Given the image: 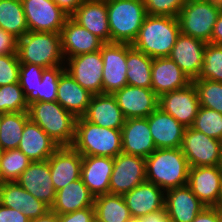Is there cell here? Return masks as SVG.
Masks as SVG:
<instances>
[{
    "label": "cell",
    "mask_w": 222,
    "mask_h": 222,
    "mask_svg": "<svg viewBox=\"0 0 222 222\" xmlns=\"http://www.w3.org/2000/svg\"><path fill=\"white\" fill-rule=\"evenodd\" d=\"M146 161V181L163 191L187 185L189 165L181 148L156 149Z\"/></svg>",
    "instance_id": "cell-1"
},
{
    "label": "cell",
    "mask_w": 222,
    "mask_h": 222,
    "mask_svg": "<svg viewBox=\"0 0 222 222\" xmlns=\"http://www.w3.org/2000/svg\"><path fill=\"white\" fill-rule=\"evenodd\" d=\"M179 34L176 17L147 15L132 46L151 58L168 57Z\"/></svg>",
    "instance_id": "cell-2"
},
{
    "label": "cell",
    "mask_w": 222,
    "mask_h": 222,
    "mask_svg": "<svg viewBox=\"0 0 222 222\" xmlns=\"http://www.w3.org/2000/svg\"><path fill=\"white\" fill-rule=\"evenodd\" d=\"M71 146L82 156L115 158L122 153L121 129L100 127L79 117L76 120L75 137Z\"/></svg>",
    "instance_id": "cell-3"
},
{
    "label": "cell",
    "mask_w": 222,
    "mask_h": 222,
    "mask_svg": "<svg viewBox=\"0 0 222 222\" xmlns=\"http://www.w3.org/2000/svg\"><path fill=\"white\" fill-rule=\"evenodd\" d=\"M29 119L38 124L56 144L71 146L77 118L57 101H38L28 107Z\"/></svg>",
    "instance_id": "cell-4"
},
{
    "label": "cell",
    "mask_w": 222,
    "mask_h": 222,
    "mask_svg": "<svg viewBox=\"0 0 222 222\" xmlns=\"http://www.w3.org/2000/svg\"><path fill=\"white\" fill-rule=\"evenodd\" d=\"M17 56L20 63L36 64L45 69L62 66L65 59L60 33L28 31L17 40Z\"/></svg>",
    "instance_id": "cell-5"
},
{
    "label": "cell",
    "mask_w": 222,
    "mask_h": 222,
    "mask_svg": "<svg viewBox=\"0 0 222 222\" xmlns=\"http://www.w3.org/2000/svg\"><path fill=\"white\" fill-rule=\"evenodd\" d=\"M111 43L131 44L147 16L144 0H105Z\"/></svg>",
    "instance_id": "cell-6"
},
{
    "label": "cell",
    "mask_w": 222,
    "mask_h": 222,
    "mask_svg": "<svg viewBox=\"0 0 222 222\" xmlns=\"http://www.w3.org/2000/svg\"><path fill=\"white\" fill-rule=\"evenodd\" d=\"M220 12L215 0H187L177 16L180 33L211 43Z\"/></svg>",
    "instance_id": "cell-7"
},
{
    "label": "cell",
    "mask_w": 222,
    "mask_h": 222,
    "mask_svg": "<svg viewBox=\"0 0 222 222\" xmlns=\"http://www.w3.org/2000/svg\"><path fill=\"white\" fill-rule=\"evenodd\" d=\"M181 150L189 167L220 166L222 160V141L204 133L185 128Z\"/></svg>",
    "instance_id": "cell-8"
},
{
    "label": "cell",
    "mask_w": 222,
    "mask_h": 222,
    "mask_svg": "<svg viewBox=\"0 0 222 222\" xmlns=\"http://www.w3.org/2000/svg\"><path fill=\"white\" fill-rule=\"evenodd\" d=\"M146 181L144 157L119 153L114 158L109 194L124 195Z\"/></svg>",
    "instance_id": "cell-9"
},
{
    "label": "cell",
    "mask_w": 222,
    "mask_h": 222,
    "mask_svg": "<svg viewBox=\"0 0 222 222\" xmlns=\"http://www.w3.org/2000/svg\"><path fill=\"white\" fill-rule=\"evenodd\" d=\"M26 23L32 32L60 33L68 16L49 0H21Z\"/></svg>",
    "instance_id": "cell-10"
},
{
    "label": "cell",
    "mask_w": 222,
    "mask_h": 222,
    "mask_svg": "<svg viewBox=\"0 0 222 222\" xmlns=\"http://www.w3.org/2000/svg\"><path fill=\"white\" fill-rule=\"evenodd\" d=\"M100 51L103 59V93L113 94L128 85L126 43H104Z\"/></svg>",
    "instance_id": "cell-11"
},
{
    "label": "cell",
    "mask_w": 222,
    "mask_h": 222,
    "mask_svg": "<svg viewBox=\"0 0 222 222\" xmlns=\"http://www.w3.org/2000/svg\"><path fill=\"white\" fill-rule=\"evenodd\" d=\"M158 107L173 116L184 127H191L200 108L197 89L192 82L187 87L159 97Z\"/></svg>",
    "instance_id": "cell-12"
},
{
    "label": "cell",
    "mask_w": 222,
    "mask_h": 222,
    "mask_svg": "<svg viewBox=\"0 0 222 222\" xmlns=\"http://www.w3.org/2000/svg\"><path fill=\"white\" fill-rule=\"evenodd\" d=\"M66 59L69 68L65 67V70L77 83L93 95L103 94V59L100 50Z\"/></svg>",
    "instance_id": "cell-13"
},
{
    "label": "cell",
    "mask_w": 222,
    "mask_h": 222,
    "mask_svg": "<svg viewBox=\"0 0 222 222\" xmlns=\"http://www.w3.org/2000/svg\"><path fill=\"white\" fill-rule=\"evenodd\" d=\"M187 186L206 207H216L222 186L221 166L190 167Z\"/></svg>",
    "instance_id": "cell-14"
},
{
    "label": "cell",
    "mask_w": 222,
    "mask_h": 222,
    "mask_svg": "<svg viewBox=\"0 0 222 222\" xmlns=\"http://www.w3.org/2000/svg\"><path fill=\"white\" fill-rule=\"evenodd\" d=\"M113 96L126 119L148 117L158 108L159 97L151 88L126 85Z\"/></svg>",
    "instance_id": "cell-15"
},
{
    "label": "cell",
    "mask_w": 222,
    "mask_h": 222,
    "mask_svg": "<svg viewBox=\"0 0 222 222\" xmlns=\"http://www.w3.org/2000/svg\"><path fill=\"white\" fill-rule=\"evenodd\" d=\"M206 44L203 40L180 33L168 57L193 81L201 72Z\"/></svg>",
    "instance_id": "cell-16"
},
{
    "label": "cell",
    "mask_w": 222,
    "mask_h": 222,
    "mask_svg": "<svg viewBox=\"0 0 222 222\" xmlns=\"http://www.w3.org/2000/svg\"><path fill=\"white\" fill-rule=\"evenodd\" d=\"M47 160L56 191L81 178L82 155L72 146L59 147Z\"/></svg>",
    "instance_id": "cell-17"
},
{
    "label": "cell",
    "mask_w": 222,
    "mask_h": 222,
    "mask_svg": "<svg viewBox=\"0 0 222 222\" xmlns=\"http://www.w3.org/2000/svg\"><path fill=\"white\" fill-rule=\"evenodd\" d=\"M16 182L51 208L56 190L52 183L48 160L31 162Z\"/></svg>",
    "instance_id": "cell-18"
},
{
    "label": "cell",
    "mask_w": 222,
    "mask_h": 222,
    "mask_svg": "<svg viewBox=\"0 0 222 222\" xmlns=\"http://www.w3.org/2000/svg\"><path fill=\"white\" fill-rule=\"evenodd\" d=\"M60 36L64 59L84 53L96 52L104 44L97 36L80 26L71 17L65 20Z\"/></svg>",
    "instance_id": "cell-19"
},
{
    "label": "cell",
    "mask_w": 222,
    "mask_h": 222,
    "mask_svg": "<svg viewBox=\"0 0 222 222\" xmlns=\"http://www.w3.org/2000/svg\"><path fill=\"white\" fill-rule=\"evenodd\" d=\"M192 83V80L169 57L153 58L151 68V89L158 97L183 89Z\"/></svg>",
    "instance_id": "cell-20"
},
{
    "label": "cell",
    "mask_w": 222,
    "mask_h": 222,
    "mask_svg": "<svg viewBox=\"0 0 222 222\" xmlns=\"http://www.w3.org/2000/svg\"><path fill=\"white\" fill-rule=\"evenodd\" d=\"M121 133L122 153L147 158L157 149L151 136L147 117L126 119Z\"/></svg>",
    "instance_id": "cell-21"
},
{
    "label": "cell",
    "mask_w": 222,
    "mask_h": 222,
    "mask_svg": "<svg viewBox=\"0 0 222 222\" xmlns=\"http://www.w3.org/2000/svg\"><path fill=\"white\" fill-rule=\"evenodd\" d=\"M148 126L157 149L181 148L185 128L159 107L148 117Z\"/></svg>",
    "instance_id": "cell-22"
},
{
    "label": "cell",
    "mask_w": 222,
    "mask_h": 222,
    "mask_svg": "<svg viewBox=\"0 0 222 222\" xmlns=\"http://www.w3.org/2000/svg\"><path fill=\"white\" fill-rule=\"evenodd\" d=\"M154 183L144 181L131 191L126 192L123 198L129 208L132 218H140L150 213L163 210L165 191Z\"/></svg>",
    "instance_id": "cell-23"
},
{
    "label": "cell",
    "mask_w": 222,
    "mask_h": 222,
    "mask_svg": "<svg viewBox=\"0 0 222 222\" xmlns=\"http://www.w3.org/2000/svg\"><path fill=\"white\" fill-rule=\"evenodd\" d=\"M165 195L164 208L174 222H192L206 207L187 185L168 189Z\"/></svg>",
    "instance_id": "cell-24"
},
{
    "label": "cell",
    "mask_w": 222,
    "mask_h": 222,
    "mask_svg": "<svg viewBox=\"0 0 222 222\" xmlns=\"http://www.w3.org/2000/svg\"><path fill=\"white\" fill-rule=\"evenodd\" d=\"M71 18L97 36L103 43H111L105 0H84Z\"/></svg>",
    "instance_id": "cell-25"
},
{
    "label": "cell",
    "mask_w": 222,
    "mask_h": 222,
    "mask_svg": "<svg viewBox=\"0 0 222 222\" xmlns=\"http://www.w3.org/2000/svg\"><path fill=\"white\" fill-rule=\"evenodd\" d=\"M0 204L21 210L30 220L45 215L50 207L36 199L17 182L0 183Z\"/></svg>",
    "instance_id": "cell-26"
},
{
    "label": "cell",
    "mask_w": 222,
    "mask_h": 222,
    "mask_svg": "<svg viewBox=\"0 0 222 222\" xmlns=\"http://www.w3.org/2000/svg\"><path fill=\"white\" fill-rule=\"evenodd\" d=\"M82 117L95 125L111 129H121L126 121L113 94L104 93L92 95Z\"/></svg>",
    "instance_id": "cell-27"
},
{
    "label": "cell",
    "mask_w": 222,
    "mask_h": 222,
    "mask_svg": "<svg viewBox=\"0 0 222 222\" xmlns=\"http://www.w3.org/2000/svg\"><path fill=\"white\" fill-rule=\"evenodd\" d=\"M114 158L82 156L81 179L94 196L109 194Z\"/></svg>",
    "instance_id": "cell-28"
},
{
    "label": "cell",
    "mask_w": 222,
    "mask_h": 222,
    "mask_svg": "<svg viewBox=\"0 0 222 222\" xmlns=\"http://www.w3.org/2000/svg\"><path fill=\"white\" fill-rule=\"evenodd\" d=\"M58 148L38 124L30 119L26 122L18 149L32 162L47 160Z\"/></svg>",
    "instance_id": "cell-29"
},
{
    "label": "cell",
    "mask_w": 222,
    "mask_h": 222,
    "mask_svg": "<svg viewBox=\"0 0 222 222\" xmlns=\"http://www.w3.org/2000/svg\"><path fill=\"white\" fill-rule=\"evenodd\" d=\"M92 95L77 83L66 70L59 77L56 101L76 118L85 114Z\"/></svg>",
    "instance_id": "cell-30"
},
{
    "label": "cell",
    "mask_w": 222,
    "mask_h": 222,
    "mask_svg": "<svg viewBox=\"0 0 222 222\" xmlns=\"http://www.w3.org/2000/svg\"><path fill=\"white\" fill-rule=\"evenodd\" d=\"M94 199L95 197L80 178L56 191L55 201L50 210L62 215L87 207H94Z\"/></svg>",
    "instance_id": "cell-31"
},
{
    "label": "cell",
    "mask_w": 222,
    "mask_h": 222,
    "mask_svg": "<svg viewBox=\"0 0 222 222\" xmlns=\"http://www.w3.org/2000/svg\"><path fill=\"white\" fill-rule=\"evenodd\" d=\"M153 58L126 44V65L128 85L151 88V68Z\"/></svg>",
    "instance_id": "cell-32"
},
{
    "label": "cell",
    "mask_w": 222,
    "mask_h": 222,
    "mask_svg": "<svg viewBox=\"0 0 222 222\" xmlns=\"http://www.w3.org/2000/svg\"><path fill=\"white\" fill-rule=\"evenodd\" d=\"M95 218L100 222H129L132 219L122 195L105 194L94 199Z\"/></svg>",
    "instance_id": "cell-33"
},
{
    "label": "cell",
    "mask_w": 222,
    "mask_h": 222,
    "mask_svg": "<svg viewBox=\"0 0 222 222\" xmlns=\"http://www.w3.org/2000/svg\"><path fill=\"white\" fill-rule=\"evenodd\" d=\"M0 28L17 39L29 31L21 0H0Z\"/></svg>",
    "instance_id": "cell-34"
},
{
    "label": "cell",
    "mask_w": 222,
    "mask_h": 222,
    "mask_svg": "<svg viewBox=\"0 0 222 222\" xmlns=\"http://www.w3.org/2000/svg\"><path fill=\"white\" fill-rule=\"evenodd\" d=\"M28 120V111L3 115L0 123V148L2 151L18 148L24 125Z\"/></svg>",
    "instance_id": "cell-35"
},
{
    "label": "cell",
    "mask_w": 222,
    "mask_h": 222,
    "mask_svg": "<svg viewBox=\"0 0 222 222\" xmlns=\"http://www.w3.org/2000/svg\"><path fill=\"white\" fill-rule=\"evenodd\" d=\"M31 162L18 148L2 151L0 157V183L16 182Z\"/></svg>",
    "instance_id": "cell-36"
},
{
    "label": "cell",
    "mask_w": 222,
    "mask_h": 222,
    "mask_svg": "<svg viewBox=\"0 0 222 222\" xmlns=\"http://www.w3.org/2000/svg\"><path fill=\"white\" fill-rule=\"evenodd\" d=\"M45 68L30 63H21L19 71V83L23 89L28 105L38 102V86L41 83Z\"/></svg>",
    "instance_id": "cell-37"
},
{
    "label": "cell",
    "mask_w": 222,
    "mask_h": 222,
    "mask_svg": "<svg viewBox=\"0 0 222 222\" xmlns=\"http://www.w3.org/2000/svg\"><path fill=\"white\" fill-rule=\"evenodd\" d=\"M192 82L197 89L200 106L222 114V83L208 79H195Z\"/></svg>",
    "instance_id": "cell-38"
},
{
    "label": "cell",
    "mask_w": 222,
    "mask_h": 222,
    "mask_svg": "<svg viewBox=\"0 0 222 222\" xmlns=\"http://www.w3.org/2000/svg\"><path fill=\"white\" fill-rule=\"evenodd\" d=\"M191 127L222 141V114L213 109L200 106Z\"/></svg>",
    "instance_id": "cell-39"
},
{
    "label": "cell",
    "mask_w": 222,
    "mask_h": 222,
    "mask_svg": "<svg viewBox=\"0 0 222 222\" xmlns=\"http://www.w3.org/2000/svg\"><path fill=\"white\" fill-rule=\"evenodd\" d=\"M28 103L19 82L0 86V111L5 113L26 112Z\"/></svg>",
    "instance_id": "cell-40"
},
{
    "label": "cell",
    "mask_w": 222,
    "mask_h": 222,
    "mask_svg": "<svg viewBox=\"0 0 222 222\" xmlns=\"http://www.w3.org/2000/svg\"><path fill=\"white\" fill-rule=\"evenodd\" d=\"M197 79L222 83V45L206 44L202 69Z\"/></svg>",
    "instance_id": "cell-41"
},
{
    "label": "cell",
    "mask_w": 222,
    "mask_h": 222,
    "mask_svg": "<svg viewBox=\"0 0 222 222\" xmlns=\"http://www.w3.org/2000/svg\"><path fill=\"white\" fill-rule=\"evenodd\" d=\"M44 69L41 83L38 86V101H56L59 77L65 71V66Z\"/></svg>",
    "instance_id": "cell-42"
},
{
    "label": "cell",
    "mask_w": 222,
    "mask_h": 222,
    "mask_svg": "<svg viewBox=\"0 0 222 222\" xmlns=\"http://www.w3.org/2000/svg\"><path fill=\"white\" fill-rule=\"evenodd\" d=\"M187 0H144L147 15L176 17Z\"/></svg>",
    "instance_id": "cell-43"
},
{
    "label": "cell",
    "mask_w": 222,
    "mask_h": 222,
    "mask_svg": "<svg viewBox=\"0 0 222 222\" xmlns=\"http://www.w3.org/2000/svg\"><path fill=\"white\" fill-rule=\"evenodd\" d=\"M20 65L17 54L0 55V86L19 82Z\"/></svg>",
    "instance_id": "cell-44"
},
{
    "label": "cell",
    "mask_w": 222,
    "mask_h": 222,
    "mask_svg": "<svg viewBox=\"0 0 222 222\" xmlns=\"http://www.w3.org/2000/svg\"><path fill=\"white\" fill-rule=\"evenodd\" d=\"M95 219V208L87 207L82 210L59 215V222H93Z\"/></svg>",
    "instance_id": "cell-45"
},
{
    "label": "cell",
    "mask_w": 222,
    "mask_h": 222,
    "mask_svg": "<svg viewBox=\"0 0 222 222\" xmlns=\"http://www.w3.org/2000/svg\"><path fill=\"white\" fill-rule=\"evenodd\" d=\"M17 38L0 28V55L17 54Z\"/></svg>",
    "instance_id": "cell-46"
},
{
    "label": "cell",
    "mask_w": 222,
    "mask_h": 222,
    "mask_svg": "<svg viewBox=\"0 0 222 222\" xmlns=\"http://www.w3.org/2000/svg\"><path fill=\"white\" fill-rule=\"evenodd\" d=\"M21 210L12 209L0 204V222H29Z\"/></svg>",
    "instance_id": "cell-47"
},
{
    "label": "cell",
    "mask_w": 222,
    "mask_h": 222,
    "mask_svg": "<svg viewBox=\"0 0 222 222\" xmlns=\"http://www.w3.org/2000/svg\"><path fill=\"white\" fill-rule=\"evenodd\" d=\"M57 6L68 16L71 17L84 0H53Z\"/></svg>",
    "instance_id": "cell-48"
},
{
    "label": "cell",
    "mask_w": 222,
    "mask_h": 222,
    "mask_svg": "<svg viewBox=\"0 0 222 222\" xmlns=\"http://www.w3.org/2000/svg\"><path fill=\"white\" fill-rule=\"evenodd\" d=\"M192 222H218V208L205 207Z\"/></svg>",
    "instance_id": "cell-49"
},
{
    "label": "cell",
    "mask_w": 222,
    "mask_h": 222,
    "mask_svg": "<svg viewBox=\"0 0 222 222\" xmlns=\"http://www.w3.org/2000/svg\"><path fill=\"white\" fill-rule=\"evenodd\" d=\"M143 222H174L171 217L167 214L165 208L146 216L140 217Z\"/></svg>",
    "instance_id": "cell-50"
},
{
    "label": "cell",
    "mask_w": 222,
    "mask_h": 222,
    "mask_svg": "<svg viewBox=\"0 0 222 222\" xmlns=\"http://www.w3.org/2000/svg\"><path fill=\"white\" fill-rule=\"evenodd\" d=\"M211 44L222 45V11L219 13L211 35Z\"/></svg>",
    "instance_id": "cell-51"
},
{
    "label": "cell",
    "mask_w": 222,
    "mask_h": 222,
    "mask_svg": "<svg viewBox=\"0 0 222 222\" xmlns=\"http://www.w3.org/2000/svg\"><path fill=\"white\" fill-rule=\"evenodd\" d=\"M29 222H59V215L49 210L45 215L31 219Z\"/></svg>",
    "instance_id": "cell-52"
},
{
    "label": "cell",
    "mask_w": 222,
    "mask_h": 222,
    "mask_svg": "<svg viewBox=\"0 0 222 222\" xmlns=\"http://www.w3.org/2000/svg\"><path fill=\"white\" fill-rule=\"evenodd\" d=\"M216 208H218L219 210H222V186H221V193H220V197L216 205Z\"/></svg>",
    "instance_id": "cell-53"
},
{
    "label": "cell",
    "mask_w": 222,
    "mask_h": 222,
    "mask_svg": "<svg viewBox=\"0 0 222 222\" xmlns=\"http://www.w3.org/2000/svg\"><path fill=\"white\" fill-rule=\"evenodd\" d=\"M216 5L220 8L222 11V0H215Z\"/></svg>",
    "instance_id": "cell-54"
},
{
    "label": "cell",
    "mask_w": 222,
    "mask_h": 222,
    "mask_svg": "<svg viewBox=\"0 0 222 222\" xmlns=\"http://www.w3.org/2000/svg\"><path fill=\"white\" fill-rule=\"evenodd\" d=\"M218 222H222V210L218 209Z\"/></svg>",
    "instance_id": "cell-55"
},
{
    "label": "cell",
    "mask_w": 222,
    "mask_h": 222,
    "mask_svg": "<svg viewBox=\"0 0 222 222\" xmlns=\"http://www.w3.org/2000/svg\"><path fill=\"white\" fill-rule=\"evenodd\" d=\"M129 222H143L140 218H132Z\"/></svg>",
    "instance_id": "cell-56"
},
{
    "label": "cell",
    "mask_w": 222,
    "mask_h": 222,
    "mask_svg": "<svg viewBox=\"0 0 222 222\" xmlns=\"http://www.w3.org/2000/svg\"><path fill=\"white\" fill-rule=\"evenodd\" d=\"M3 115H4V113L0 111V123H1Z\"/></svg>",
    "instance_id": "cell-57"
},
{
    "label": "cell",
    "mask_w": 222,
    "mask_h": 222,
    "mask_svg": "<svg viewBox=\"0 0 222 222\" xmlns=\"http://www.w3.org/2000/svg\"><path fill=\"white\" fill-rule=\"evenodd\" d=\"M93 222H100V221H99L98 219L95 218V219L93 220Z\"/></svg>",
    "instance_id": "cell-58"
}]
</instances>
